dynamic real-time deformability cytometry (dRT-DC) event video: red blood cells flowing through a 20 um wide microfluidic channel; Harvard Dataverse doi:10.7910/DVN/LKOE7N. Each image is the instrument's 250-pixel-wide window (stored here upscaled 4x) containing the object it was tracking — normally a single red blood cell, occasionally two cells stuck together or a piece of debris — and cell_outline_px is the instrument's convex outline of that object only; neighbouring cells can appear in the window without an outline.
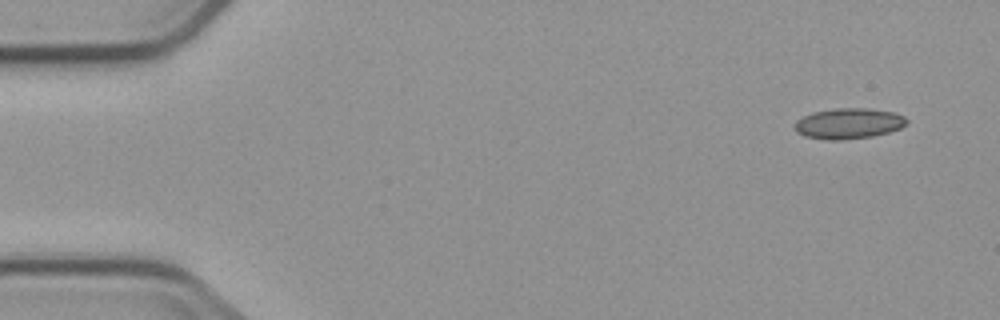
{"species": "common noctule bat (a hibernating species)", "species_latin": "Nyctalus noctula", "temperature_condition": "cold", "stored_images_in_passage": 4, "camera_frame_rate_fps": 3000, "um_per_image_px": 0.085, "animal": {"sex": "male", "body_mass_g": 23.1, "forearm_length_mm": 52.7}, "frame": {"image": 1, "passage_image": 1, "time_ms": 0.0, "image_size_px": [1000, 320], "cell_outline_px": [[908, 124], [900, 128], [888, 132], [872, 136], [844, 140], [828, 140], [804, 136], [796, 132], [796, 120], [812, 112], [836, 108], [864, 108], [892, 112], [904, 116], [908, 120]], "centroid_in_image_um": [72.13, 10.5], "position_along_channel_um": 12.9, "area_um2": 19.94}}
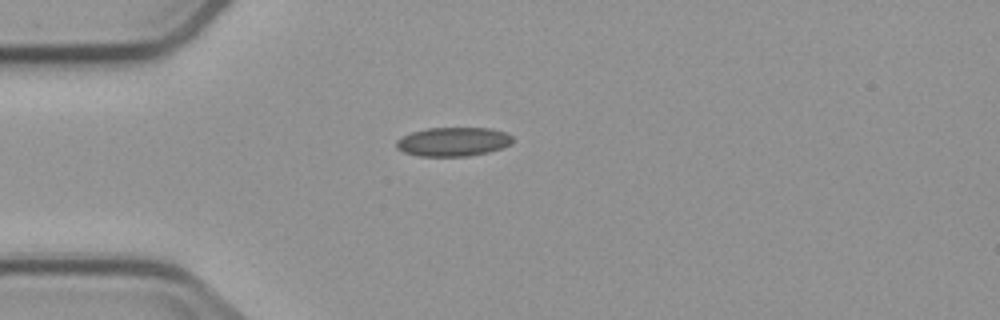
{"frame": {"image": 2, "passage_image": 4, "time_ms": 3.667, "image_size_px": [1000, 320], "cell_outline_px": [[512, 140], [508, 144], [500, 148], [488, 152], [468, 156], [420, 156], [404, 152], [396, 148], [396, 140], [412, 132], [428, 128], [492, 128], [508, 132], [512, 136]], "centroid_in_image_um": [38.52, 12.04], "position_along_channel_um": 46.5, "area_um2": 19.54}}